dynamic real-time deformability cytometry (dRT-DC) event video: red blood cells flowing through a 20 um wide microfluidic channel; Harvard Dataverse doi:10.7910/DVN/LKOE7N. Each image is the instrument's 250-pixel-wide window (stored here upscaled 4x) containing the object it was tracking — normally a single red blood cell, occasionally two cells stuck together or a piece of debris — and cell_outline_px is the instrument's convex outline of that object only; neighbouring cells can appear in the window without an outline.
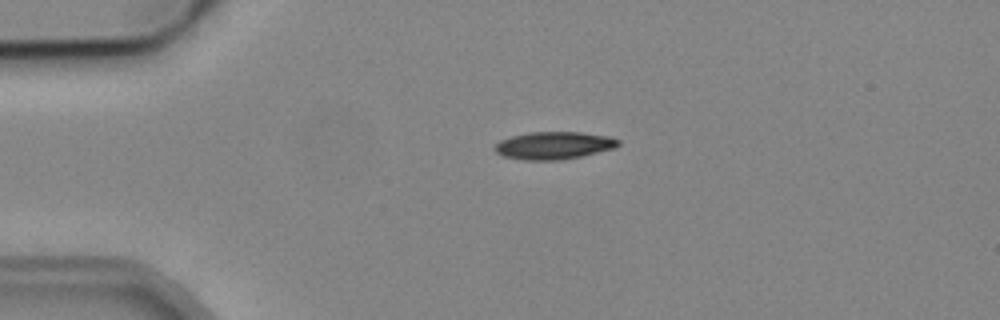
{"species": "common noctule bat (a hibernating species)", "species_latin": "Nyctalus noctula", "temperature_condition": "cold", "stored_images_in_passage": 5, "camera_frame_rate_fps": 3000, "um_per_image_px": 0.085, "animal": {"sex": "male", "body_mass_g": 19.2, "forearm_length_mm": 51.8}, "frame": {"image": 1, "passage_image": 4, "time_ms": 3.333, "image_size_px": [1000, 320], "cell_outline_px": [[620, 144], [616, 148], [580, 156], [560, 160], [524, 160], [504, 156], [496, 152], [492, 148], [500, 140], [512, 136], [528, 132], [580, 132], [612, 136], [620, 140]], "centroid_in_image_um": [47.1, 12.35], "position_along_channel_um": 37.9, "area_um2": 19.94}}